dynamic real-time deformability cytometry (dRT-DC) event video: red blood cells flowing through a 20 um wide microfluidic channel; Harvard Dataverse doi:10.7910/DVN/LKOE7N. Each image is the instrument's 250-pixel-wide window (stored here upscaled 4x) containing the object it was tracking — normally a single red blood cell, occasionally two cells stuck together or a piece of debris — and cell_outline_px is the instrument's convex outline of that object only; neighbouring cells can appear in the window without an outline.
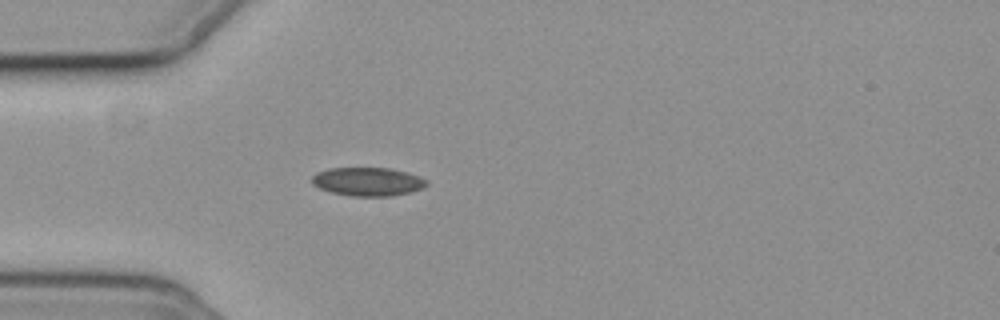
{"species": "common noctule bat (a hibernating species)", "species_latin": "Nyctalus noctula", "temperature_condition": "cold", "stored_images_in_passage": 19, "camera_frame_rate_fps": 3000, "um_per_image_px": 0.085, "animal": {"sex": "female", "body_mass_g": 19.3, "forearm_length_mm": 54.1}, "frame": {"image": 1, "passage_image": 6, "time_ms": 1.667, "image_size_px": [1000, 320], "cell_outline_px": [[428, 184], [420, 188], [408, 192], [388, 196], [352, 196], [332, 192], [320, 188], [312, 184], [312, 176], [316, 172], [328, 168], [392, 168], [408, 172], [420, 176], [428, 180]], "centroid_in_image_um": [31.25, 15.42], "position_along_channel_um": 53.7, "area_um2": 19.02}}
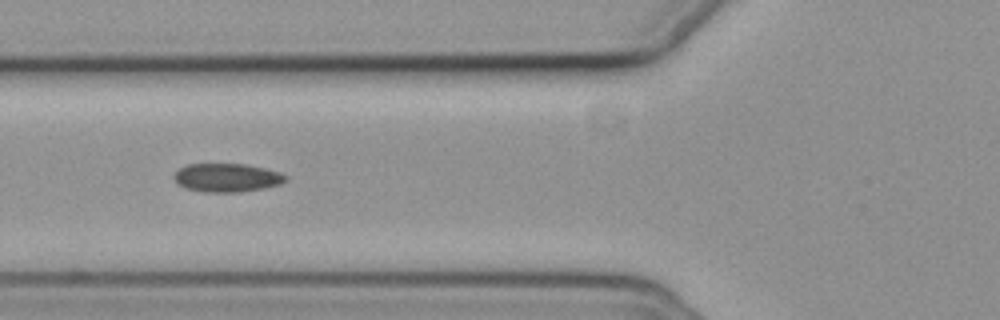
{"frame": {"image": 2, "passage_image": 11, "time_ms": 3.333, "image_size_px": [1000, 320], "cell_outline_px": [[288, 180], [280, 184], [264, 188], [240, 192], [204, 192], [188, 188], [176, 184], [172, 176], [180, 168], [188, 164], [248, 164], [280, 172], [288, 176]], "centroid_in_image_um": [19.3, 15.1], "position_along_channel_um": 106.5, "area_um2": 18.67}}